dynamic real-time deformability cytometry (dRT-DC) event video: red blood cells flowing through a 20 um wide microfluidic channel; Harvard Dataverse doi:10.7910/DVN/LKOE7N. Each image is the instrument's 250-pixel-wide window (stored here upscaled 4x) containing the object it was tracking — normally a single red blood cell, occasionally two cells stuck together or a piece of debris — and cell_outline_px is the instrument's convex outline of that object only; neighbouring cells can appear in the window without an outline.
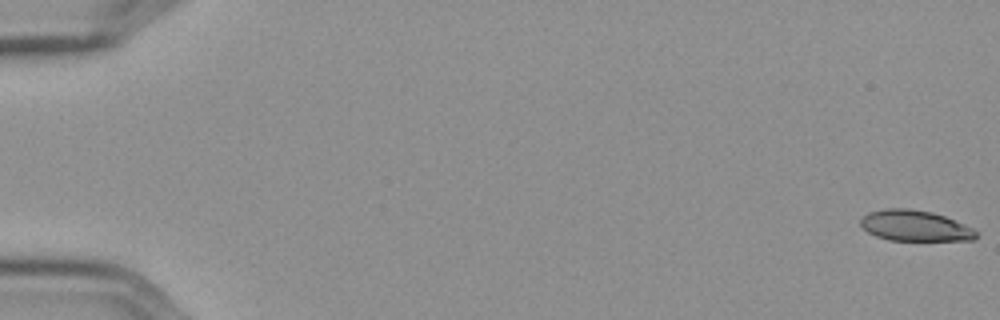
{"species": "Egyptian fruit bat (a non-hibernating species)", "species_latin": "Rousettus aegyptiacus", "temperature_condition": "cold", "stored_images_in_passage": 14, "camera_frame_rate_fps": 3000, "um_per_image_px": 0.085, "frame": {"image": 1, "passage_image": 1, "time_ms": 0.0, "image_size_px": [1000, 320], "cell_outline_px": [[980, 232], [972, 240], [888, 240], [876, 236], [868, 232], [860, 224], [860, 220], [868, 212], [884, 208], [908, 208], [932, 212], [944, 216], [972, 228]], "centroid_in_image_um": [77.75, 19.18], "position_along_channel_um": 7.2, "area_um2": 20.63}}